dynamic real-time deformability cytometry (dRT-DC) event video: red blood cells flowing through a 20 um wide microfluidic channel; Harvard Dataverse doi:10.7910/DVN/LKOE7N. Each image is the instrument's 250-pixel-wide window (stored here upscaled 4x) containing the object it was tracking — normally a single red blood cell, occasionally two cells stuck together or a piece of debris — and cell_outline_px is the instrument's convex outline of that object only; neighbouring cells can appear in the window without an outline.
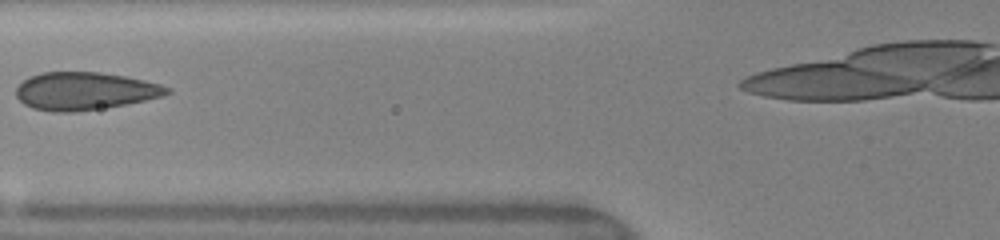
{"species": "human", "species_latin": "Homo sapiens", "temperature_condition": "warm", "stored_images_in_passage": 3, "camera_frame_rate_fps": 3000, "um_per_image_px": 0.085, "donor": {"sex": "female"}, "frame": {"image": 1, "passage_image": 3, "time_ms": 2.667, "image_size_px": [1000, 240], "cell_outline_px": [[172, 92], [164, 96], [124, 104], [76, 112], [52, 112], [32, 108], [24, 104], [16, 96], [16, 88], [28, 76], [44, 72], [100, 72], [124, 76], [144, 80], [160, 84], [172, 88]], "centroid_in_image_um": [7.2, 7.74], "position_along_channel_um": 118.6, "area_um2": 33.18}}